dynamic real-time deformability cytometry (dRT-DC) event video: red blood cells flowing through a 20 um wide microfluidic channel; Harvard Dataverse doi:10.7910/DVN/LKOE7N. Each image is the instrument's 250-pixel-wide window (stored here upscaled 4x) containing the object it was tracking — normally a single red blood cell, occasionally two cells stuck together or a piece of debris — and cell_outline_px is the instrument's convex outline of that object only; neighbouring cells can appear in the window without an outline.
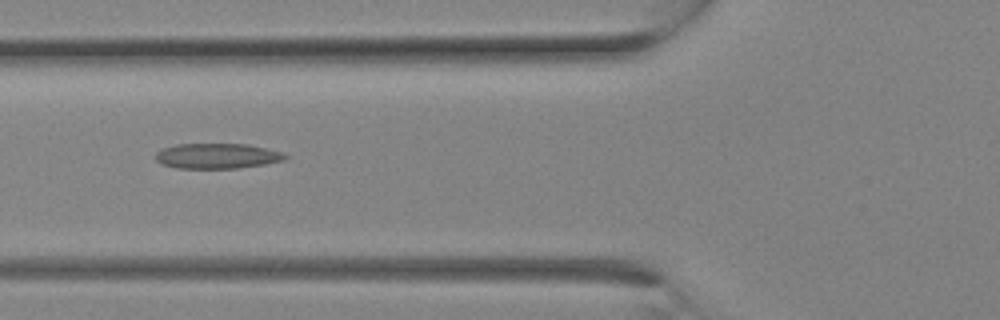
{"species": "Egyptian fruit bat (a non-hibernating species)", "species_latin": "Rousettus aegyptiacus", "temperature_condition": "room temperature", "stored_images_in_passage": 12, "camera_frame_rate_fps": 3000, "um_per_image_px": 0.085, "animal": {"sex": "female"}, "frame": {"image": 1, "passage_image": 9, "time_ms": 2.667, "image_size_px": [1000, 320], "cell_outline_px": [[288, 156], [284, 160], [264, 164], [236, 168], [176, 168], [160, 164], [156, 160], [156, 152], [160, 148], [176, 144], [248, 144], [284, 152]], "centroid_in_image_um": [18.43, 13.25], "position_along_channel_um": 107.4, "area_um2": 19.19}}
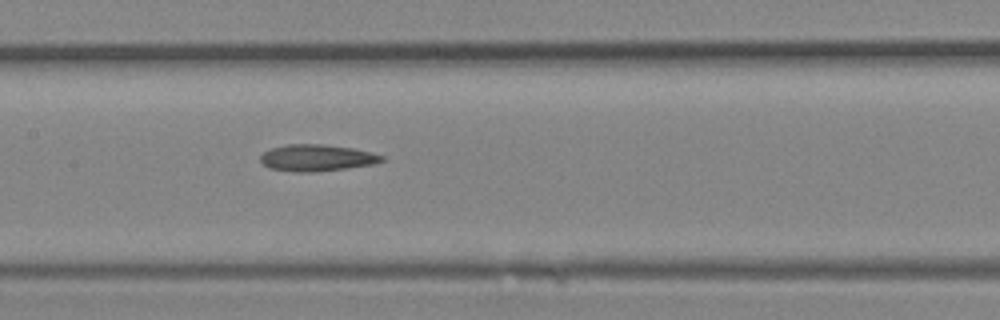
{"frame": {"image": 2, "passage_image": 12, "time_ms": 3.667, "image_size_px": [1000, 320], "cell_outline_px": [[388, 160], [372, 164], [344, 168], [312, 172], [292, 172], [268, 168], [260, 160], [260, 156], [264, 152], [272, 148], [288, 144], [324, 144], [352, 148], [372, 152], [384, 156]], "centroid_in_image_um": [26.94, 13.41], "position_along_channel_um": 180.5, "area_um2": 18.84}}